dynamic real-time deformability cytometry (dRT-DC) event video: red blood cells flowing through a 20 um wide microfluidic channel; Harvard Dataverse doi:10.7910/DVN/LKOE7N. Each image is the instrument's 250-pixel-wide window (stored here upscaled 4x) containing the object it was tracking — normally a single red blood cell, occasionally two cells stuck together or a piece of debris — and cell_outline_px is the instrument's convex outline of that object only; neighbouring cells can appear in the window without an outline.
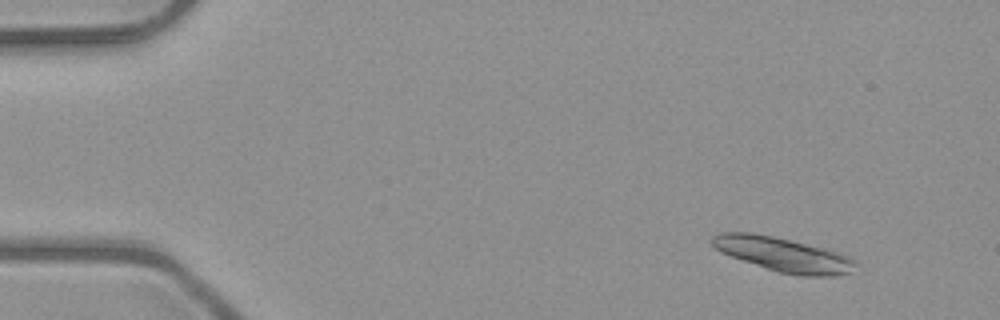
{"species": "common noctule bat (a hibernating species)", "species_latin": "Nyctalus noctula", "temperature_condition": "room temperature", "stored_images_in_passage": 22, "camera_frame_rate_fps": 3000, "um_per_image_px": 0.085, "animal": {"sex": "male", "body_mass_g": 23.1, "forearm_length_mm": 52.7}, "frame": {"image": 1, "passage_image": 6, "time_ms": 1.667, "image_size_px": [1000, 320], "cell_outline_px": [[860, 264], [852, 272], [836, 276], [804, 276], [780, 272], [720, 252], [712, 244], [712, 236], [720, 232], [752, 232], [772, 236], [824, 248], [840, 252], [852, 256]], "centroid_in_image_um": [66.67, 21.63], "position_along_channel_um": 18.3, "area_um2": 28.55}}